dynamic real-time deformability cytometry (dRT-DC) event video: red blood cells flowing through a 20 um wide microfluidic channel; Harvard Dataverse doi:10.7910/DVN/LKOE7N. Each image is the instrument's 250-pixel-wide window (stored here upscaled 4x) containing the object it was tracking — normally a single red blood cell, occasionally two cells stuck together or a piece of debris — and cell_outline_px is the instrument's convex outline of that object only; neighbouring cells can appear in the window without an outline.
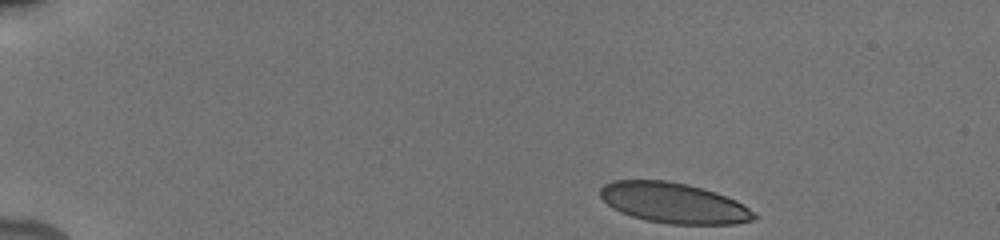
{"species": "human", "species_latin": "Homo sapiens", "temperature_condition": "cold", "stored_images_in_passage": 23, "camera_frame_rate_fps": 3000, "um_per_image_px": 0.085, "donor": {"sex": "male"}, "frame": {"image": 1, "passage_image": 1, "time_ms": 0.0, "image_size_px": [1000, 240], "cell_outline_px": [[760, 216], [756, 220], [736, 224], [668, 224], [648, 220], [632, 216], [620, 212], [612, 208], [600, 196], [600, 188], [604, 184], [612, 180], [668, 180], [688, 184], [716, 192], [736, 200]], "centroid_in_image_um": [57.29, 17.25], "position_along_channel_um": 27.7, "area_um2": 36.47}}
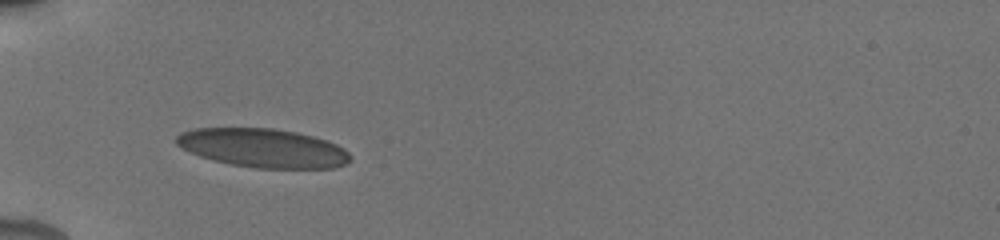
{"frame": {"image": 2, "passage_image": 22, "time_ms": 3.333, "image_size_px": [1000, 240], "cell_outline_px": [[352, 160], [344, 164], [332, 168], [256, 168], [232, 164], [200, 156], [176, 144], [176, 136], [180, 132], [196, 128], [272, 128], [296, 132], [312, 136], [336, 144], [344, 148], [352, 156]], "centroid_in_image_um": [22.38, 12.58], "position_along_channel_um": 62.6, "area_um2": 39.07}}